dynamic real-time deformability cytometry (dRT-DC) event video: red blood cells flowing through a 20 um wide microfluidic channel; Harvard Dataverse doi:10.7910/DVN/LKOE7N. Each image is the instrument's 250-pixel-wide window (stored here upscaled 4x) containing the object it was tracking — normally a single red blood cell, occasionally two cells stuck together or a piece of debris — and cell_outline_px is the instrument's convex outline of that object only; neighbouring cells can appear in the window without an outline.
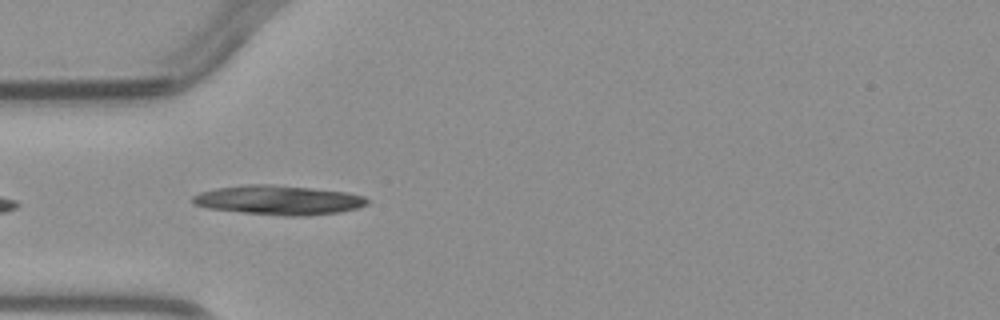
{"species": "common noctule bat (a hibernating species)", "species_latin": "Nyctalus noctula", "temperature_condition": "warm", "stored_images_in_passage": 2, "camera_frame_rate_fps": 3000, "um_per_image_px": 0.085, "animal": {"sex": "male", "body_mass_g": 23.1, "forearm_length_mm": 52.7}, "frame": {"image": 1, "passage_image": 2, "time_ms": 1.0, "image_size_px": [1000, 320], "cell_outline_px": [[372, 200], [368, 204], [356, 208], [340, 212], [304, 216], [284, 216], [244, 212], [208, 208], [196, 204], [192, 200], [192, 196], [200, 192], [216, 188], [248, 184], [272, 184], [312, 188], [348, 192], [364, 196]], "centroid_in_image_um": [23.74, 17.0], "position_along_channel_um": 61.3, "area_um2": 29.88}}